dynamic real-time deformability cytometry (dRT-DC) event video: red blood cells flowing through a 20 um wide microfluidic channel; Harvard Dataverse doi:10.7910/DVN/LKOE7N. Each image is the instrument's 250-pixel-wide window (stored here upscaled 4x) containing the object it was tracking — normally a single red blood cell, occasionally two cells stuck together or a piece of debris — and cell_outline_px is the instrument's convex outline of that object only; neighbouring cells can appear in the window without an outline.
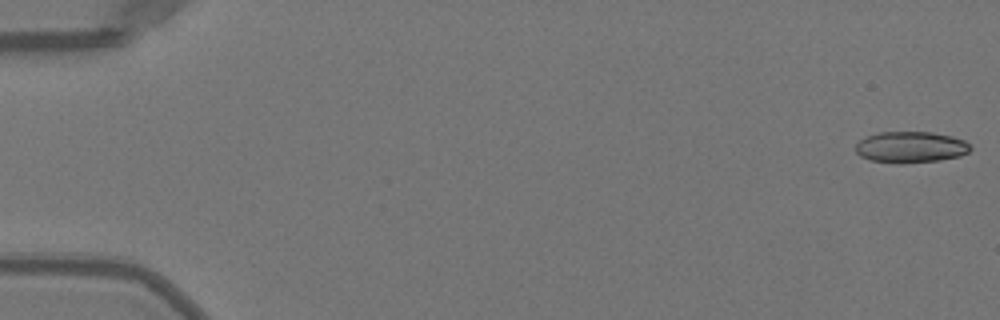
{"species": "Egyptian fruit bat (a non-hibernating species)", "species_latin": "Rousettus aegyptiacus", "temperature_condition": "warm", "stored_images_in_passage": 5, "camera_frame_rate_fps": 3000, "um_per_image_px": 0.085, "animal": {"sex": "female"}, "frame": {"image": 1, "passage_image": 1, "time_ms": 0.0, "image_size_px": [1000, 320], "cell_outline_px": [[972, 148], [968, 152], [960, 156], [940, 160], [900, 164], [872, 160], [860, 156], [856, 152], [856, 144], [860, 140], [868, 136], [880, 132], [932, 132], [952, 136], [964, 140]], "centroid_in_image_um": [77.42, 12.51], "position_along_channel_um": 7.6, "area_um2": 20.87}}